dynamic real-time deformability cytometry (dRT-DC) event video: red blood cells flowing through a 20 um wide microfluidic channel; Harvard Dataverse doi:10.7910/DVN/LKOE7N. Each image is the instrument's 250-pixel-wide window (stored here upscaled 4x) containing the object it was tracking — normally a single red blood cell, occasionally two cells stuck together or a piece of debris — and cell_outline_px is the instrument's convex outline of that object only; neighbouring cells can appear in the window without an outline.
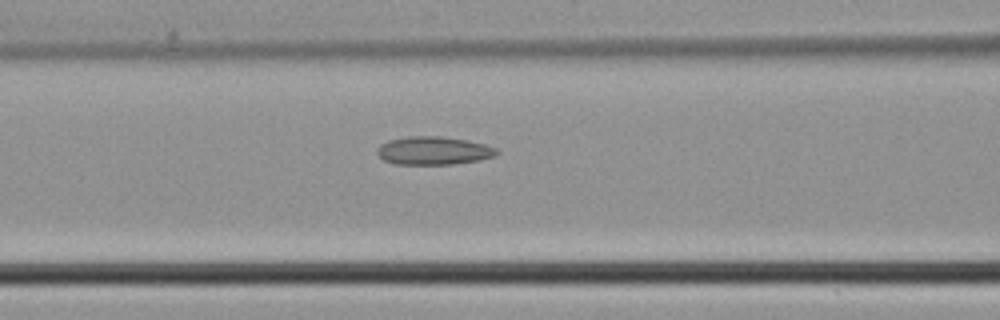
{"species": "common noctule bat (a hibernating species)", "species_latin": "Nyctalus noctula", "temperature_condition": "cold", "stored_images_in_passage": 27, "camera_frame_rate_fps": 3000, "um_per_image_px": 0.085, "animal": {"sex": "male", "body_mass_g": 21.5, "forearm_length_mm": 52.0}, "frame": {"image": 1, "passage_image": 6, "time_ms": 1.667, "image_size_px": [1000, 320], "cell_outline_px": [[500, 152], [496, 156], [480, 160], [452, 164], [396, 164], [384, 160], [376, 152], [376, 148], [380, 144], [388, 140], [408, 136], [440, 136], [464, 140], [484, 144], [496, 148]], "centroid_in_image_um": [36.84, 12.8], "position_along_channel_um": 129.8, "area_um2": 19.65}}
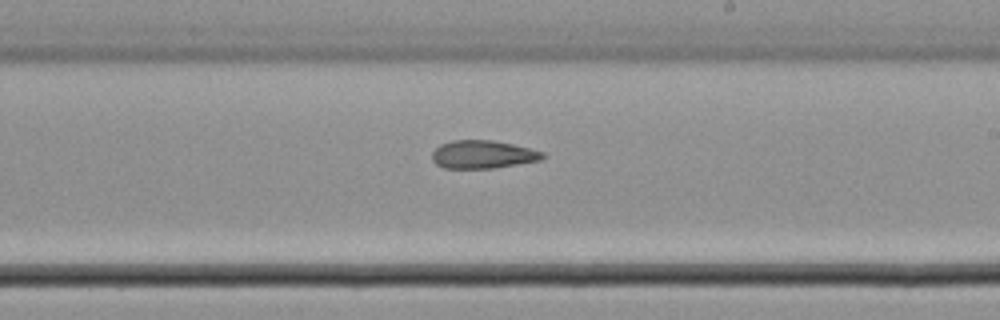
{"frame": {"image": 2, "passage_image": 14, "time_ms": 4.333, "image_size_px": [1000, 320], "cell_outline_px": [[544, 156], [540, 160], [492, 168], [444, 168], [436, 164], [432, 160], [432, 152], [440, 144], [452, 140], [492, 140], [512, 144], [544, 152]], "centroid_in_image_um": [40.99, 13.12], "position_along_channel_um": 248.0, "area_um2": 17.92}}
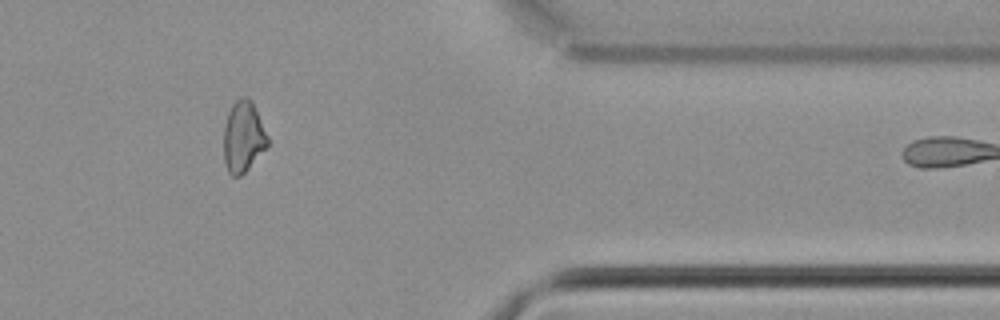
{"frame": {"image": 3, "passage_image": 25, "time_ms": 8.0, "image_size_px": [1000, 320], "cell_outline_px": [[268, 144], [248, 168], [240, 176], [232, 176], [228, 172], [224, 160], [224, 124], [228, 112], [232, 104], [240, 96], [248, 96], [252, 100], [268, 136]], "centroid_in_image_um": [20.66, 11.58], "position_along_channel_um": 390.7, "area_um2": 18.15}}